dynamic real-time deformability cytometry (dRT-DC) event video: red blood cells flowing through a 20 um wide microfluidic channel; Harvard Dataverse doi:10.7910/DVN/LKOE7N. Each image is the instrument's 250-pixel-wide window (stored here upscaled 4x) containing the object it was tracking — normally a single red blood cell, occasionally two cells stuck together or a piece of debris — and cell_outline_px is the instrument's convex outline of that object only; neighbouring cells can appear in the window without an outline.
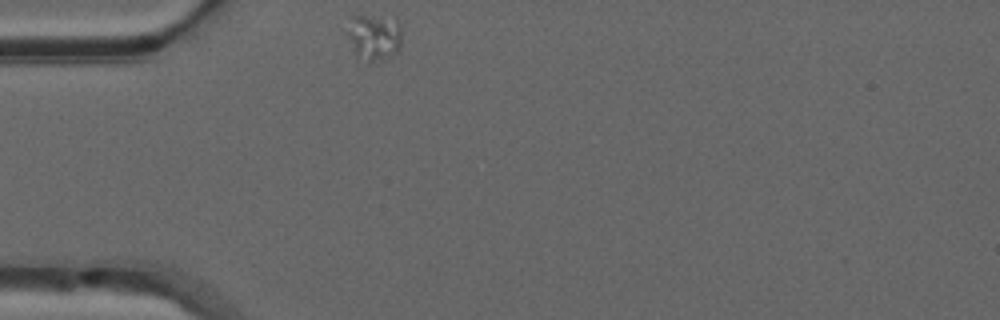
{"species": "common noctule bat (a hibernating species)", "species_latin": "Nyctalus noctula", "temperature_condition": "warm", "stored_images_in_passage": 30, "camera_frame_rate_fps": 3000, "um_per_image_px": 0.085, "animal": {"sex": "male", "forearm_length_mm": 52.5}, "frame": {"image": 1, "passage_image": 1, "time_ms": 0.0, "image_size_px": [1000, 320], "cell_outline_px": [[400, 48], [396, 52], [388, 56], [372, 60], [356, 56], [344, 32], [352, 12], [396, 16], [400, 20]], "centroid_in_image_um": [31.74, 2.98], "position_along_channel_um": 53.3, "area_um2": 15.55}}
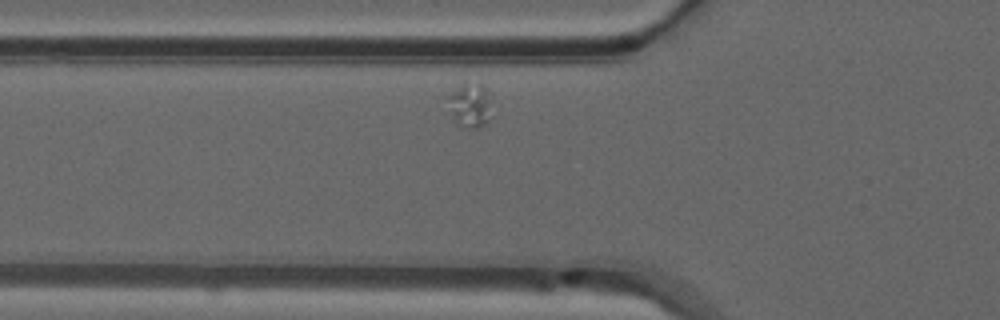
{"frame": {"image": 2, "passage_image": 5, "time_ms": 1.333, "image_size_px": [1000, 320], "cell_outline_px": [[488, 120], [480, 128], [460, 128], [456, 124], [444, 96], [464, 80], [480, 84], [488, 100]], "centroid_in_image_um": [39.81, 8.93], "position_along_channel_um": 86.0, "area_um2": 11.33}}